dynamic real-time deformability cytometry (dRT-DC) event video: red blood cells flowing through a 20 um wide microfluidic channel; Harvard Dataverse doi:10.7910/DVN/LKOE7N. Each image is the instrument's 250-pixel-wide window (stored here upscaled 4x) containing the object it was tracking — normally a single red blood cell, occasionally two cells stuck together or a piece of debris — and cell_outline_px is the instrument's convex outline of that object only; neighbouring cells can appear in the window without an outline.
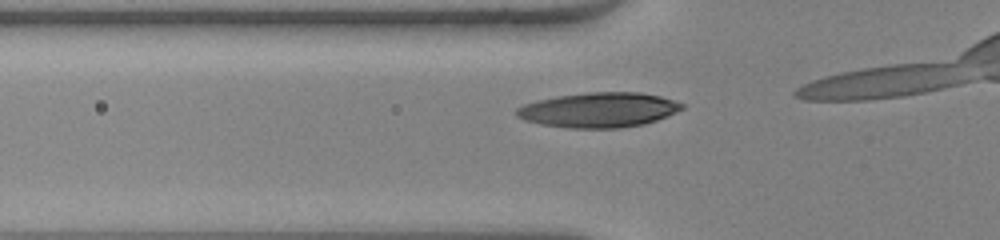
{"species": "human", "species_latin": "Homo sapiens", "temperature_condition": "warm", "stored_images_in_passage": 7, "camera_frame_rate_fps": 3000, "um_per_image_px": 0.085, "donor": {"sex": "female"}, "frame": {"image": 1, "passage_image": 2, "time_ms": 0.333, "image_size_px": [1000, 240], "cell_outline_px": [[684, 108], [668, 116], [644, 124], [620, 128], [568, 128], [540, 124], [524, 120], [516, 116], [516, 108], [524, 104], [536, 100], [556, 96], [588, 92], [640, 92], [660, 96], [684, 104]], "centroid_in_image_um": [50.88, 9.34], "position_along_channel_um": 74.9, "area_um2": 33.76}}
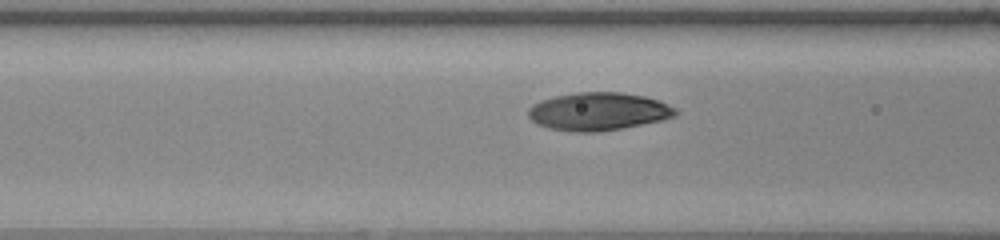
{"frame": {"image": 2, "passage_image": 5, "time_ms": 1.333, "image_size_px": [1000, 240], "cell_outline_px": [[680, 112], [676, 116], [664, 120], [624, 128], [596, 132], [572, 132], [548, 128], [536, 124], [528, 116], [528, 108], [532, 104], [540, 100], [556, 96], [576, 92], [620, 92], [644, 96], [656, 100], [676, 108]], "centroid_in_image_um": [50.86, 9.48], "position_along_channel_um": 115.7, "area_um2": 32.83}}